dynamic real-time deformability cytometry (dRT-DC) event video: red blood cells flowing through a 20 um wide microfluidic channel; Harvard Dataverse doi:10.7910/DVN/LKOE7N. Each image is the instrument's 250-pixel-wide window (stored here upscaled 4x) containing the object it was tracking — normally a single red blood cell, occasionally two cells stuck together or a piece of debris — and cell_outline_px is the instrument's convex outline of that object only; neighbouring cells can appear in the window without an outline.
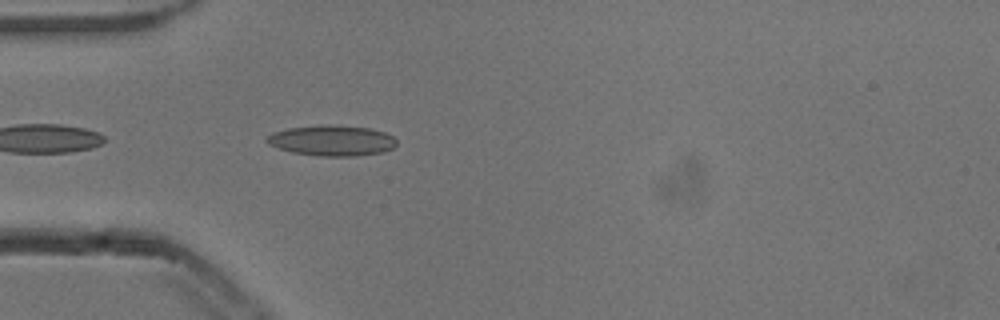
{"species": "common noctule bat (a hibernating species)", "species_latin": "Nyctalus noctula", "temperature_condition": "cold", "stored_images_in_passage": 39, "camera_frame_rate_fps": 3000, "um_per_image_px": 0.085, "animal": {"sex": "male", "body_mass_g": 13.3}, "frame": {"image": 1, "passage_image": 2, "time_ms": 0.333, "image_size_px": [1000, 320], "cell_outline_px": [[396, 144], [392, 148], [384, 152], [356, 156], [320, 156], [292, 152], [268, 144], [264, 140], [272, 132], [288, 128], [324, 124], [336, 124], [368, 128], [384, 132], [392, 136], [396, 140]], "centroid_in_image_um": [28.2, 11.94], "position_along_channel_um": 56.8, "area_um2": 23.24}}
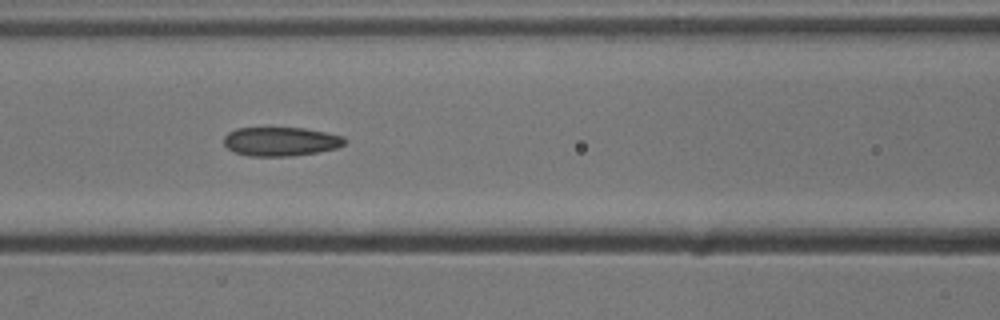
{"frame": {"image": 2, "passage_image": 9, "time_ms": 2.667, "image_size_px": [1000, 320], "cell_outline_px": [[344, 144], [336, 148], [316, 152], [292, 156], [248, 156], [236, 152], [228, 148], [224, 144], [224, 136], [228, 132], [236, 128], [304, 128], [344, 136]], "centroid_in_image_um": [23.83, 12.02], "position_along_channel_um": 142.8, "area_um2": 20.23}}
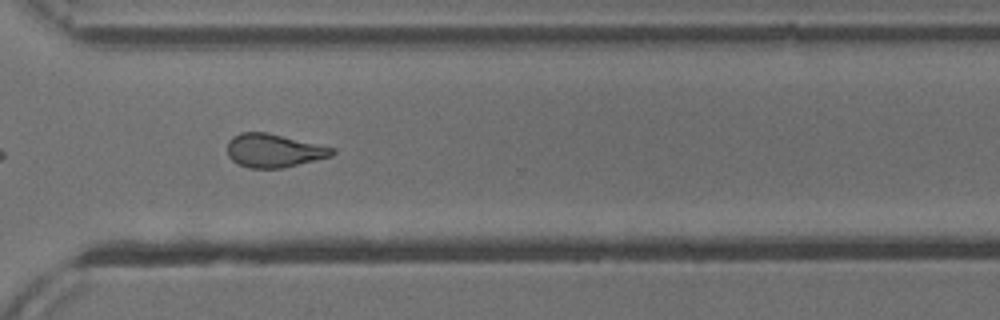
{"frame": {"image": 3, "passage_image": 25, "time_ms": 8.0, "image_size_px": [1000, 320], "cell_outline_px": [[336, 152], [332, 156], [284, 168], [248, 168], [232, 160], [228, 156], [228, 140], [232, 136], [240, 132], [268, 132], [336, 148]], "centroid_in_image_um": [23.29, 12.79], "position_along_channel_um": 347.3, "area_um2": 20.63}, "authors_computed_cell_mechanics": {"area_um2": 20.5768, "velocity_mm_per_s": 3.84, "shape_relaxation_time_tau1_ms": null, "shape_relaxation_time_tau2_ms": 3.1612, "deformation_change_tau1": null, "deformation_change_tau2": 0.112}}